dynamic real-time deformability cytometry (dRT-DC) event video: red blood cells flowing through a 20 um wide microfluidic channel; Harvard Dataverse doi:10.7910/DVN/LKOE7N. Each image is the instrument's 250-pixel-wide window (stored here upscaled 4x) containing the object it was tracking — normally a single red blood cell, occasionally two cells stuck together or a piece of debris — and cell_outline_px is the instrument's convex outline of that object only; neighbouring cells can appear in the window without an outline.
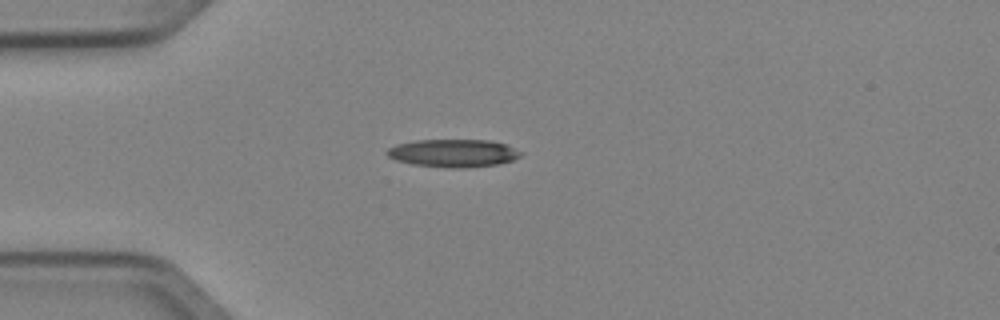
{"species": "Egyptian fruit bat (a non-hibernating species)", "species_latin": "Rousettus aegyptiacus", "temperature_condition": "cold", "stored_images_in_passage": 1, "camera_frame_rate_fps": 3000, "um_per_image_px": 0.085, "animal": {"sex": "female"}, "frame": {"image": 1, "passage_image": 1, "time_ms": 0.0, "image_size_px": [1000, 320], "cell_outline_px": [[524, 152], [520, 156], [512, 160], [496, 164], [468, 168], [448, 168], [412, 164], [396, 160], [388, 156], [384, 152], [388, 148], [396, 144], [416, 140], [488, 140], [504, 144]], "centroid_in_image_um": [38.5, 13.02], "position_along_channel_um": 46.5, "area_um2": 21.73}}